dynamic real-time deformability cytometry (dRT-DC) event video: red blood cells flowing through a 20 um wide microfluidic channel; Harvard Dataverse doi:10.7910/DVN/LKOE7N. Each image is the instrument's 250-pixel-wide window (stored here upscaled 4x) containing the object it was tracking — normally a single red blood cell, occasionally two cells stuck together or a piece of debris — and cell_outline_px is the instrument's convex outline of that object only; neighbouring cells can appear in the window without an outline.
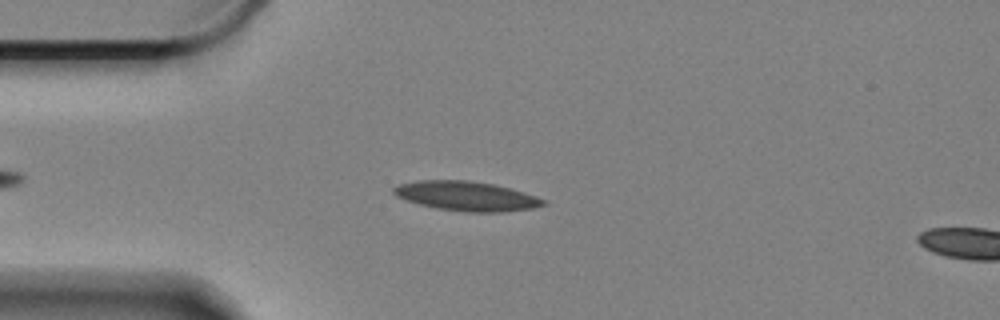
{"species": "Egyptian fruit bat (a non-hibernating species)", "species_latin": "Rousettus aegyptiacus", "temperature_condition": "cold", "stored_images_in_passage": 12, "camera_frame_rate_fps": 3000, "um_per_image_px": 0.085, "animal": {"sex": "female"}, "frame": {"image": 1, "passage_image": 9, "time_ms": 2.667, "image_size_px": [1000, 320], "cell_outline_px": [[548, 204], [532, 208], [504, 212], [464, 212], [436, 208], [420, 204], [396, 196], [392, 192], [392, 188], [400, 184], [420, 180], [468, 180], [496, 184], [512, 188], [548, 200]], "centroid_in_image_um": [39.71, 16.66], "position_along_channel_um": 45.3, "area_um2": 25.89}}